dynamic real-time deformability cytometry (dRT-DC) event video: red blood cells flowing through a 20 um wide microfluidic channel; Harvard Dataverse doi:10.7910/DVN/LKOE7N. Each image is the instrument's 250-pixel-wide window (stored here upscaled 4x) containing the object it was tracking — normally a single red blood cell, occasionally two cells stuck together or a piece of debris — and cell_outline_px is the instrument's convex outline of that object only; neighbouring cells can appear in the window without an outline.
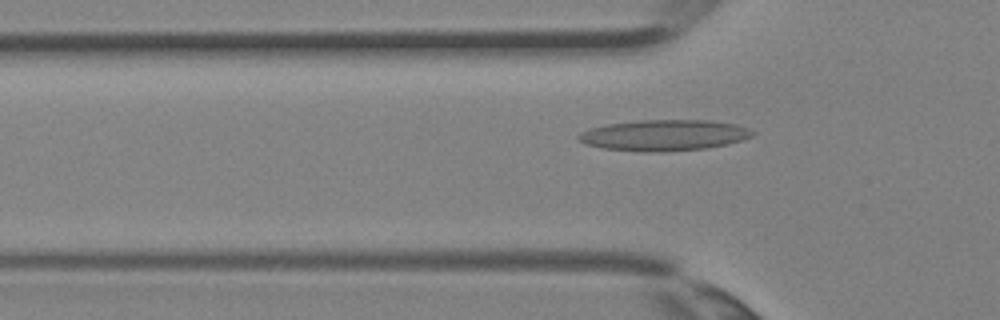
{"species": "Egyptian fruit bat (a non-hibernating species)", "species_latin": "Rousettus aegyptiacus", "temperature_condition": "room temperature", "stored_images_in_passage": 3, "camera_frame_rate_fps": 3000, "um_per_image_px": 0.085, "animal": {"sex": "female"}, "frame": {"image": 1, "passage_image": 3, "time_ms": 0.667, "image_size_px": [1000, 320], "cell_outline_px": [[756, 132], [752, 136], [728, 144], [708, 148], [664, 152], [648, 152], [604, 148], [584, 144], [576, 136], [580, 132], [588, 128], [608, 124], [640, 120], [712, 120], [736, 124], [748, 128]], "centroid_in_image_um": [56.45, 11.49], "position_along_channel_um": 69.3, "area_um2": 31.56}}